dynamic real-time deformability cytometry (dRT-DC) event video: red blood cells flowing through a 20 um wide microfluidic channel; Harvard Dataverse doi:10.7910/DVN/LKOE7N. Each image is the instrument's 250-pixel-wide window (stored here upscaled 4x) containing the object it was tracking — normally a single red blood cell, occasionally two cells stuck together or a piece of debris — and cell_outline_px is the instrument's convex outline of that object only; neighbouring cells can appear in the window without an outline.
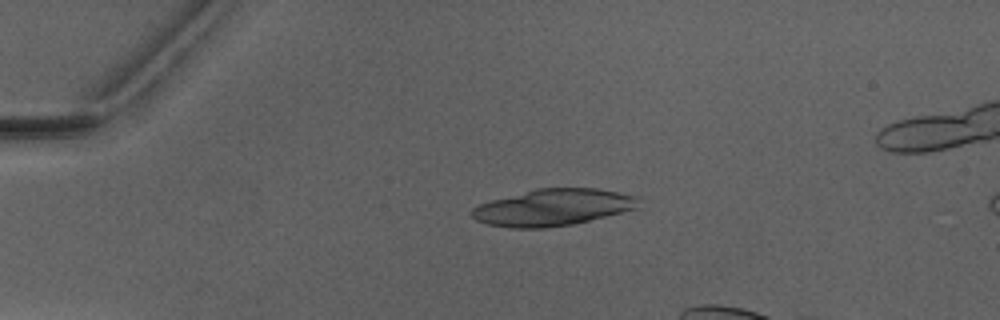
{"species": "Egyptian fruit bat (a non-hibernating species)", "species_latin": "Rousettus aegyptiacus", "temperature_condition": "warm", "stored_images_in_passage": 5, "camera_frame_rate_fps": 3000, "um_per_image_px": 0.085, "animal": {"sex": "male"}, "frame": {"image": 1, "passage_image": 3, "time_ms": 2.0, "image_size_px": [1000, 320], "cell_outline_px": [[640, 208], [572, 224], [544, 228], [508, 228], [484, 224], [476, 220], [472, 216], [472, 208], [480, 204], [492, 200], [536, 188], [600, 188], [640, 196]], "centroid_in_image_um": [47.05, 17.62], "position_along_channel_um": 37.9, "area_um2": 35.95}}